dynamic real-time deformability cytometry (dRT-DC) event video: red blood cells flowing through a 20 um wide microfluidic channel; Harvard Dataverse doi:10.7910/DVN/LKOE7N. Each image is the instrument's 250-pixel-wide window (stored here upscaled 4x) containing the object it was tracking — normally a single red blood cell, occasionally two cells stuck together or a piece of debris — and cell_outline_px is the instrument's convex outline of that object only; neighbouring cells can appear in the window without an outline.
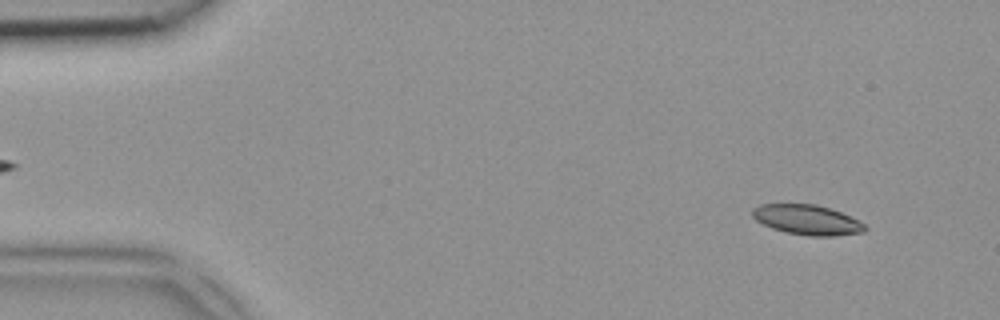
{"species": "common noctule bat (a hibernating species)", "species_latin": "Nyctalus noctula", "temperature_condition": "room temperature", "stored_images_in_passage": 48, "camera_frame_rate_fps": 3000, "um_per_image_px": 0.085, "animal": {"sex": "female", "body_mass_g": 18.4}, "frame": {"image": 1, "passage_image": 4, "time_ms": 1.0, "image_size_px": [1000, 320], "cell_outline_px": [[868, 228], [864, 232], [836, 236], [808, 236], [784, 232], [772, 228], [756, 220], [752, 216], [752, 208], [760, 204], [816, 204], [840, 212], [864, 224]], "centroid_in_image_um": [68.59, 18.69], "position_along_channel_um": 16.4, "area_um2": 19.59}}
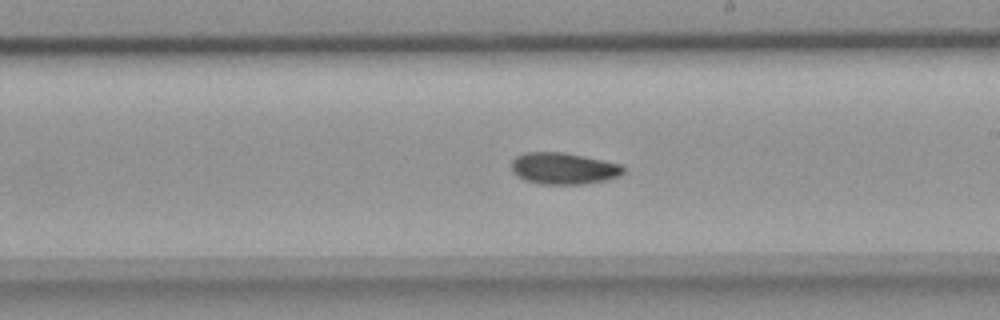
{"frame": {"image": 2, "passage_image": 27, "time_ms": 8.667, "image_size_px": [1000, 320], "cell_outline_px": [[624, 172], [620, 176], [604, 180], [584, 184], [540, 184], [524, 180], [512, 172], [512, 160], [516, 156], [524, 152], [564, 152], [584, 156], [620, 164], [624, 168]], "centroid_in_image_um": [47.88, 14.31], "position_along_channel_um": 241.1, "area_um2": 20.63}}
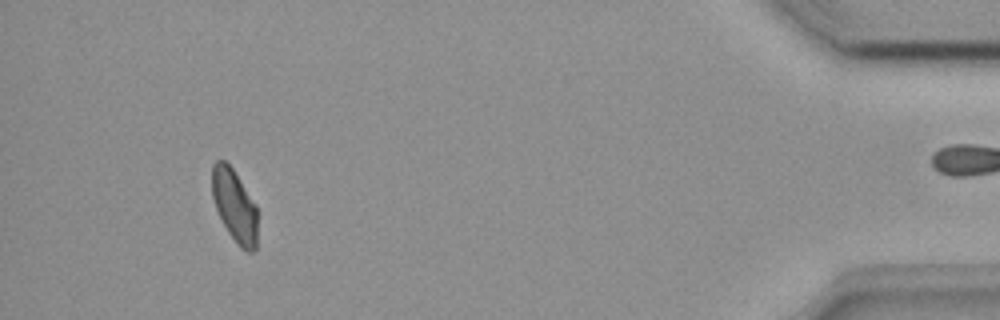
{"frame": {"image": 3, "passage_image": 44, "time_ms": 14.333, "image_size_px": [1000, 320], "cell_outline_px": [[256, 248], [252, 252], [248, 252], [240, 248], [228, 232], [216, 208], [212, 196], [212, 164], [216, 160], [224, 160], [232, 168], [256, 204]], "centroid_in_image_um": [19.93, 17.48], "position_along_channel_um": 415.3, "area_um2": 19.02}}